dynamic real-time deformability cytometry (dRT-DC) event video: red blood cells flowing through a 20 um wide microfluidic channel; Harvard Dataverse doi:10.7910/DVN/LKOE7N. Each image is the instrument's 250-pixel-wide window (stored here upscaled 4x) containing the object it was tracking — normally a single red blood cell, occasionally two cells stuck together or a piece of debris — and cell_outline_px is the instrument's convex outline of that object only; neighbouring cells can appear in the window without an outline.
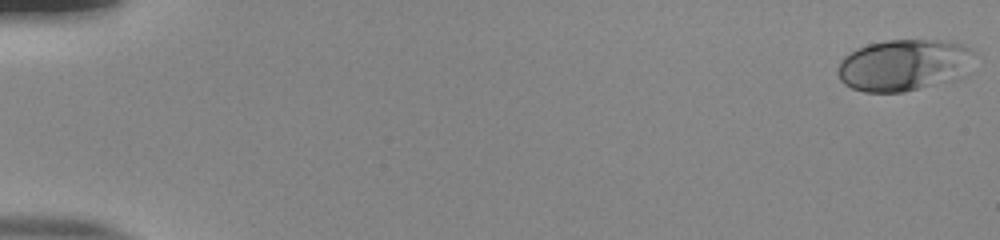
{"species": "human", "species_latin": "Homo sapiens", "temperature_condition": "room temperature", "stored_images_in_passage": 54, "camera_frame_rate_fps": 3000, "um_per_image_px": 0.085, "donor": {"sex": "male"}, "frame": {"image": 1, "passage_image": 1, "time_ms": 0.0, "image_size_px": [1000, 240], "cell_outline_px": [[972, 52], [964, 76], [956, 80], [904, 92], [864, 92], [852, 88], [844, 84], [840, 80], [836, 72], [840, 60], [844, 56], [856, 48], [868, 44], [888, 40], [940, 40], [964, 44]], "centroid_in_image_um": [76.78, 5.54], "position_along_channel_um": 8.2, "area_um2": 41.21}}
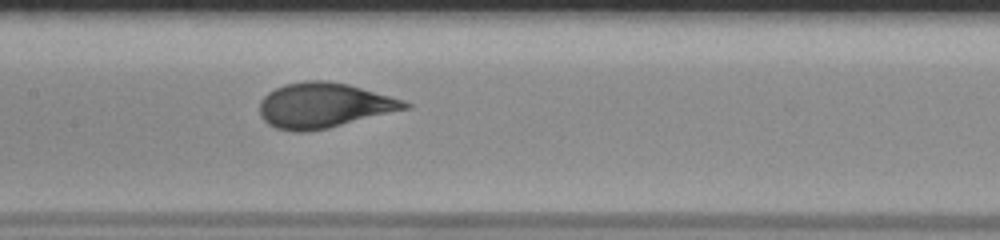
{"frame": {"image": 2, "passage_image": 28, "time_ms": 9.0, "image_size_px": [1000, 240], "cell_outline_px": [[412, 108], [328, 128], [304, 132], [292, 132], [276, 128], [268, 124], [260, 116], [260, 100], [268, 92], [284, 84], [304, 80], [328, 80], [348, 84], [404, 100], [412, 104]], "centroid_in_image_um": [27.53, 8.96], "position_along_channel_um": 179.9, "area_um2": 38.44}}
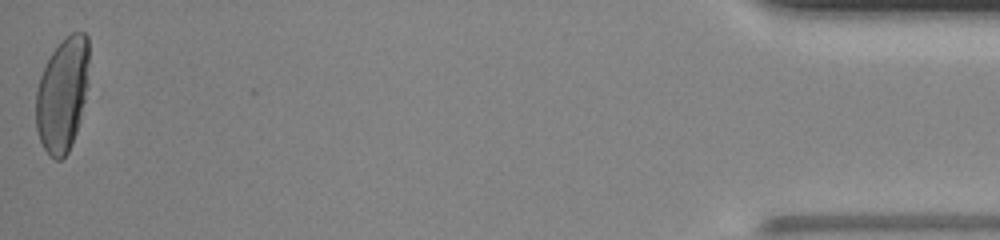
{"frame": {"image": 3, "passage_image": 54, "time_ms": 17.667, "image_size_px": [1000, 240], "cell_outline_px": [[88, 84], [80, 120], [72, 144], [68, 152], [60, 160], [56, 160], [44, 148], [40, 140], [36, 128], [36, 88], [40, 76], [52, 52], [72, 32], [84, 32], [88, 36]], "centroid_in_image_um": [5.31, 8.04], "position_along_channel_um": 429.9, "area_um2": 35.08}, "authors_computed_cell_mechanics": {"area_um2": 37.5411, "velocity_mm_per_s": 3.8569, "shape_relaxation_time_tau1_ms": 4.8352, "shape_relaxation_time_tau2_ms": null, "deformation_change_tau1": 0.1939, "deformation_change_tau2": null}}